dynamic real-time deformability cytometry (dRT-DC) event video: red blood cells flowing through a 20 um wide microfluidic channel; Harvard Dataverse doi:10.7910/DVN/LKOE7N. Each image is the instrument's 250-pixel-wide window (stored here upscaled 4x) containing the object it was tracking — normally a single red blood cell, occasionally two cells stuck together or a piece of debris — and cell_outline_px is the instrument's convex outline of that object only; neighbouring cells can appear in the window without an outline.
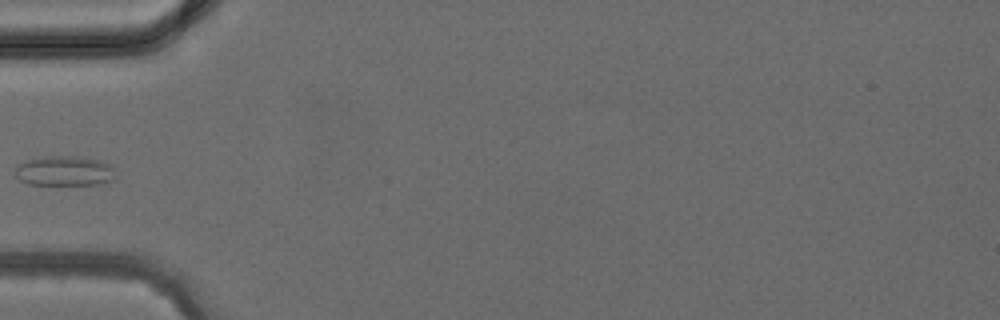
{"species": "common noctule bat (a hibernating species)", "species_latin": "Nyctalus noctula", "temperature_condition": "cold", "stored_images_in_passage": 5, "camera_frame_rate_fps": 3000, "um_per_image_px": 0.085, "animal": {"sex": "female", "body_mass_g": 24.6, "forearm_length_mm": 56.2}, "frame": {"image": 1, "passage_image": 5, "time_ms": 4.667, "image_size_px": [1000, 320], "cell_outline_px": [[116, 168], [112, 180], [100, 184], [28, 184], [20, 180], [12, 172], [16, 164], [28, 160], [48, 156], [76, 156], [104, 160], [112, 164]], "centroid_in_image_um": [5.49, 14.51], "position_along_channel_um": 79.5, "area_um2": 17.8}}